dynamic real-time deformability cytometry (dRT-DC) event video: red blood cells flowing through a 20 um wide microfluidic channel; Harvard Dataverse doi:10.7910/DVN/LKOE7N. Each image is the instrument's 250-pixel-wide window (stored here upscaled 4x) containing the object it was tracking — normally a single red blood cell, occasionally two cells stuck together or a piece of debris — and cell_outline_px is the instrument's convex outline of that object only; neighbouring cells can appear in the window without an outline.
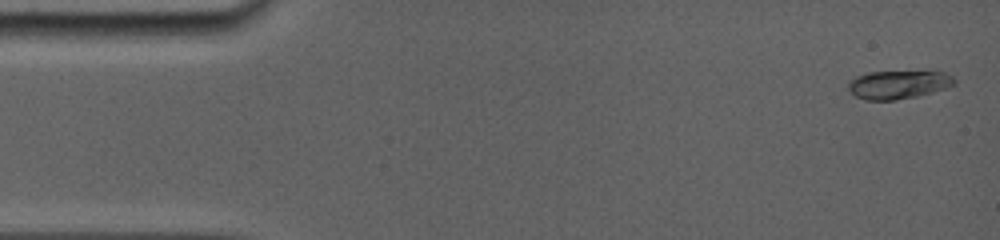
{"species": "common noctule bat (a hibernating species)", "species_latin": "Nyctalus noctula", "temperature_condition": "room temperature", "stored_images_in_passage": 12, "camera_frame_rate_fps": 5000, "um_per_image_px": 0.085, "animal": {"sex": "female", "body_mass_g": 19.0, "forearm_length_mm": 56.7}, "frame": {"image": 1, "passage_image": 1, "time_ms": 0.0, "image_size_px": [1000, 240], "cell_outline_px": [[956, 84], [932, 92], [916, 96], [896, 100], [864, 100], [856, 96], [848, 88], [848, 80], [856, 76], [868, 72], [944, 72], [952, 76], [956, 80]], "centroid_in_image_um": [76.33, 7.19], "position_along_channel_um": 8.7, "area_um2": 17.4}}
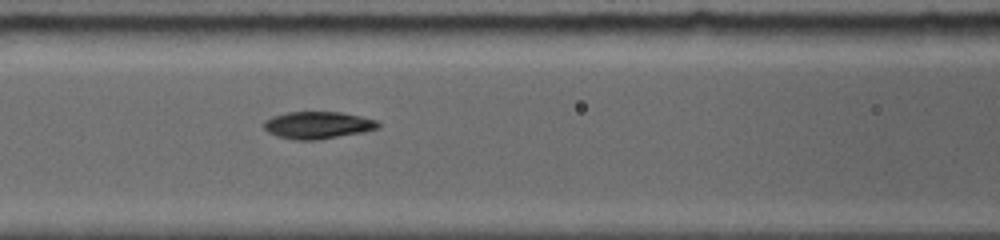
{"frame": {"image": 2, "passage_image": 9, "time_ms": 6.4, "image_size_px": [1000, 240], "cell_outline_px": [[380, 128], [364, 132], [320, 140], [296, 140], [276, 136], [268, 132], [264, 128], [264, 120], [272, 116], [288, 112], [340, 112], [360, 116], [376, 120], [380, 124]], "centroid_in_image_um": [27.01, 10.64], "position_along_channel_um": 139.6, "area_um2": 18.26}}
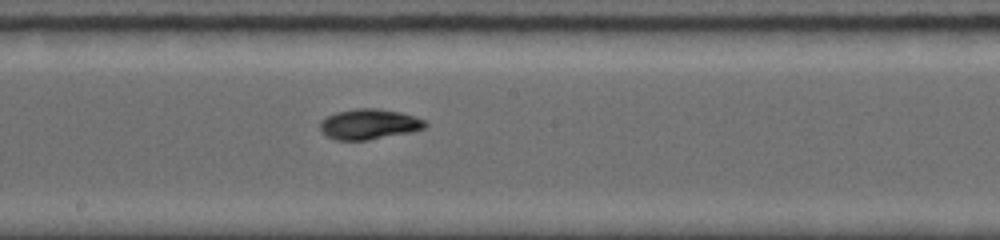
{"frame": {"image": 3, "passage_image": 12, "time_ms": 8.4, "image_size_px": [1000, 240], "cell_outline_px": [[428, 124], [424, 128], [412, 132], [368, 140], [336, 140], [320, 132], [320, 120], [336, 112], [356, 108], [376, 108], [400, 112], [416, 116], [424, 120]], "centroid_in_image_um": [31.37, 10.55], "position_along_channel_um": 216.8, "area_um2": 18.73}}